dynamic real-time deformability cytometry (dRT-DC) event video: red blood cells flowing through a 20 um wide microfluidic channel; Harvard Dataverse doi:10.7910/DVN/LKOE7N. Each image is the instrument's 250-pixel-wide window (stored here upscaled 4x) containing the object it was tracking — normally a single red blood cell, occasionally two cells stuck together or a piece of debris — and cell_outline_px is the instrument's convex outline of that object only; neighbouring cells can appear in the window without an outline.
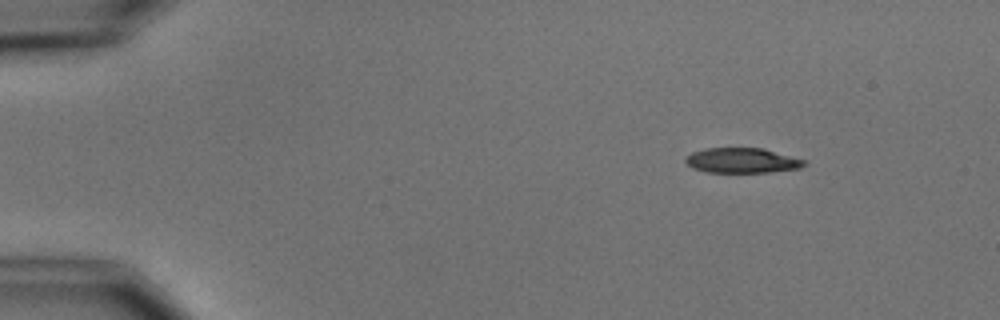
{"species": "common noctule bat (a hibernating species)", "species_latin": "Nyctalus noctula", "temperature_condition": "cold", "stored_images_in_passage": 5, "camera_frame_rate_fps": 3000, "um_per_image_px": 0.085, "animal": {"sex": "male", "body_mass_g": 15.6}, "frame": {"image": 1, "passage_image": 5, "time_ms": 5.667, "image_size_px": [1000, 320], "cell_outline_px": [[808, 164], [800, 168], [768, 172], [704, 172], [692, 168], [684, 160], [684, 156], [692, 152], [704, 148], [764, 148], [808, 160]], "centroid_in_image_um": [63.09, 13.63], "position_along_channel_um": 21.9, "area_um2": 17.63}}